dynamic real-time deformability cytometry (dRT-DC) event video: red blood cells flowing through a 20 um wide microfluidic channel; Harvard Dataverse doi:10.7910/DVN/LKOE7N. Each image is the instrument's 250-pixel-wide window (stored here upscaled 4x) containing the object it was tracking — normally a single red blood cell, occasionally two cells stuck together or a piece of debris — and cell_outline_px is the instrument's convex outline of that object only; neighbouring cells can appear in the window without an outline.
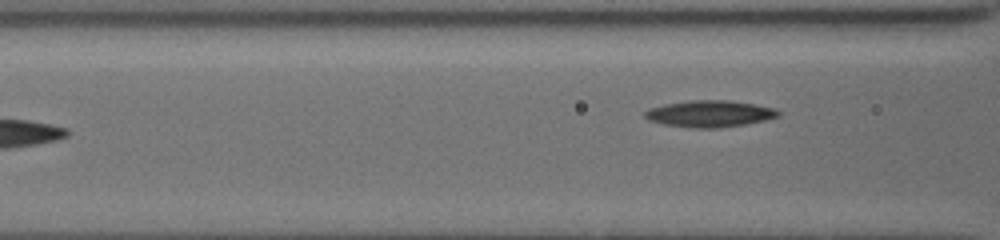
{"species": "common noctule bat (a hibernating species)", "species_latin": "Nyctalus noctula", "temperature_condition": "cold", "stored_images_in_passage": 11, "segment_of_instrument_passage": [2, 2], "camera_frame_rate_fps": 3000, "um_per_image_px": 0.085, "animal": {"sex": "female", "body_mass_g": 19.5, "forearm_length_mm": 54.1}, "frame": {"image": 1, "passage_image": 11, "time_ms": 6.667, "image_size_px": [1000, 240], "cell_outline_px": [[780, 116], [764, 120], [744, 124], [716, 128], [692, 128], [664, 124], [648, 120], [644, 116], [644, 112], [648, 108], [664, 104], [688, 100], [728, 100], [752, 104], [772, 108], [780, 112]], "centroid_in_image_um": [60.26, 9.66], "position_along_channel_um": 106.3, "area_um2": 20.58}}